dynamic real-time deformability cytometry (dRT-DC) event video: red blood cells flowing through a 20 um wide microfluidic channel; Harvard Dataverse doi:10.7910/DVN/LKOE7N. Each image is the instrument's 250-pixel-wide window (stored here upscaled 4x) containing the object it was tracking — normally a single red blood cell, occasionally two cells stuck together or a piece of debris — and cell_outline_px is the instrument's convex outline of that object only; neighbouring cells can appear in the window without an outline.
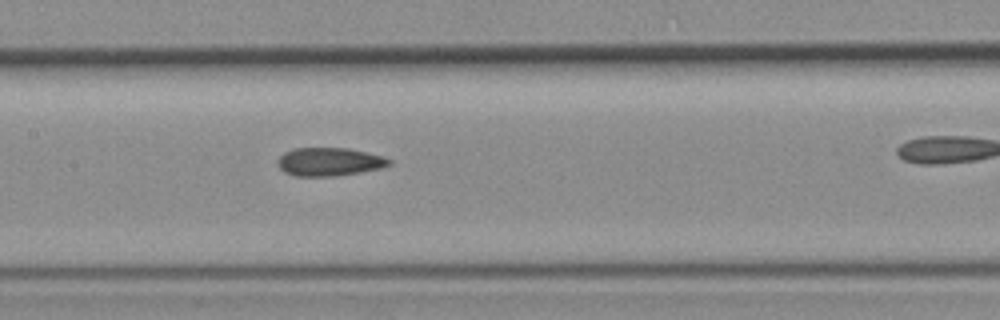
{"species": "common noctule bat (a hibernating species)", "species_latin": "Nyctalus noctula", "temperature_condition": "room temperature", "stored_images_in_passage": 18, "camera_frame_rate_fps": 3000, "um_per_image_px": 0.085, "animal": {"sex": "female", "body_mass_g": 19.3, "forearm_length_mm": 54.1}, "frame": {"image": 1, "passage_image": 8, "time_ms": 2.333, "image_size_px": [1000, 320], "cell_outline_px": [[392, 164], [380, 168], [360, 172], [332, 176], [296, 176], [284, 172], [280, 168], [280, 156], [284, 152], [296, 148], [348, 148], [384, 156], [392, 160]], "centroid_in_image_um": [28.04, 13.74], "position_along_channel_um": 179.4, "area_um2": 18.21}}
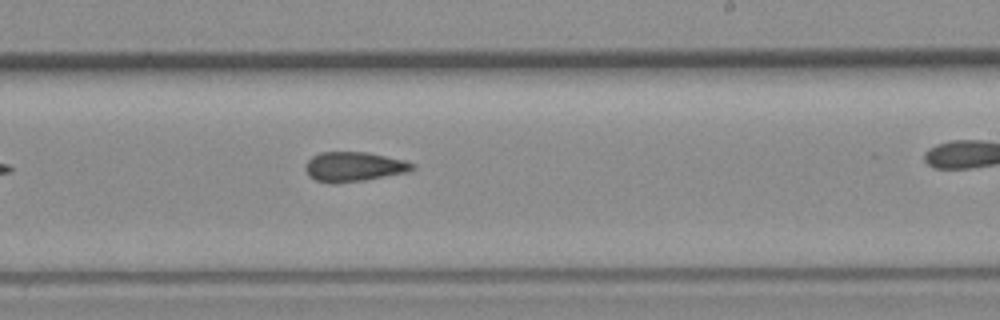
{"frame": {"image": 2, "passage_image": 13, "time_ms": 4.0, "image_size_px": [1000, 320], "cell_outline_px": [[416, 168], [404, 172], [364, 180], [332, 184], [316, 180], [308, 176], [304, 168], [308, 160], [312, 156], [320, 152], [368, 152], [404, 160], [416, 164]], "centroid_in_image_um": [30.04, 14.16], "position_along_channel_um": 259.0, "area_um2": 18.44}}